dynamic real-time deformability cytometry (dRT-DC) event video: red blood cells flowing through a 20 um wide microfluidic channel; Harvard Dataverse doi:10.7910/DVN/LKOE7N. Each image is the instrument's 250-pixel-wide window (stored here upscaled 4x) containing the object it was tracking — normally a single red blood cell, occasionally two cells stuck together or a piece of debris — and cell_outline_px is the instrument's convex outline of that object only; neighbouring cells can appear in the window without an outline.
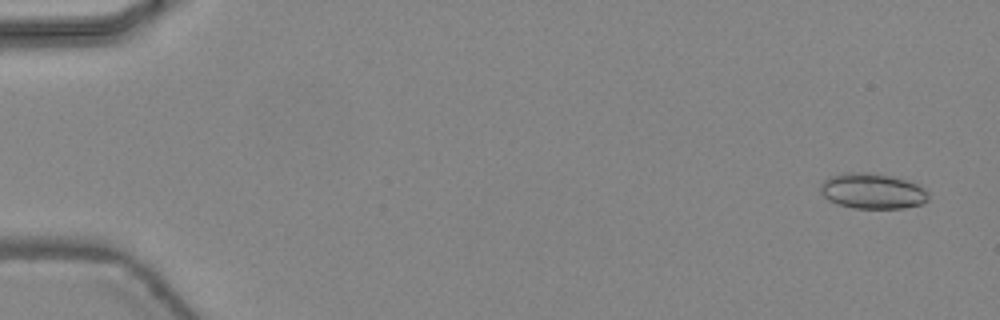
{"species": "common noctule bat (a hibernating species)", "species_latin": "Nyctalus noctula", "temperature_condition": "warm", "stored_images_in_passage": 48, "camera_frame_rate_fps": 3000, "um_per_image_px": 0.085, "animal": {"sex": "female", "body_mass_g": 24.6, "forearm_length_mm": 56.2}, "frame": {"image": 1, "passage_image": 3, "time_ms": 0.667, "image_size_px": [1000, 320], "cell_outline_px": [[928, 200], [920, 204], [904, 208], [852, 208], [836, 204], [828, 200], [820, 192], [820, 184], [828, 176], [844, 172], [860, 172], [888, 176], [904, 180], [916, 184], [924, 188], [928, 192]], "centroid_in_image_um": [74.1, 16.25], "position_along_channel_um": 10.9, "area_um2": 22.25}}
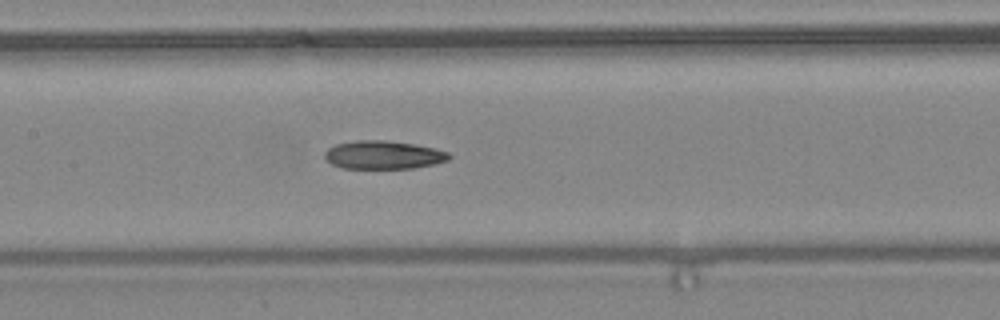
{"frame": {"image": 2, "passage_image": 24, "time_ms": 7.667, "image_size_px": [1000, 320], "cell_outline_px": [[452, 156], [448, 160], [432, 164], [412, 168], [340, 168], [332, 164], [324, 156], [324, 152], [328, 148], [336, 144], [356, 140], [384, 140], [412, 144], [436, 148], [448, 152]], "centroid_in_image_um": [32.57, 13.16], "position_along_channel_um": 174.8, "area_um2": 20.4}}
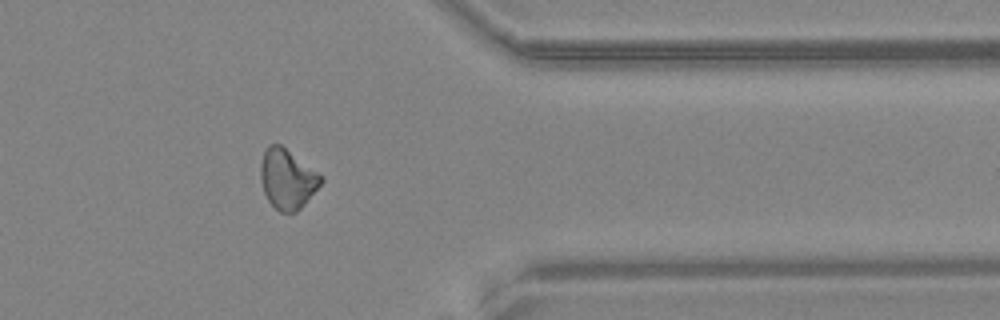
{"frame": {"image": 3, "passage_image": 39, "time_ms": 12.667, "image_size_px": [1000, 320], "cell_outline_px": [[324, 180], [300, 208], [296, 212], [280, 212], [268, 200], [264, 192], [260, 180], [260, 164], [264, 152], [268, 144], [280, 144], [324, 176]], "centroid_in_image_um": [24.41, 15.19], "position_along_channel_um": 387.0, "area_um2": 20.92}}